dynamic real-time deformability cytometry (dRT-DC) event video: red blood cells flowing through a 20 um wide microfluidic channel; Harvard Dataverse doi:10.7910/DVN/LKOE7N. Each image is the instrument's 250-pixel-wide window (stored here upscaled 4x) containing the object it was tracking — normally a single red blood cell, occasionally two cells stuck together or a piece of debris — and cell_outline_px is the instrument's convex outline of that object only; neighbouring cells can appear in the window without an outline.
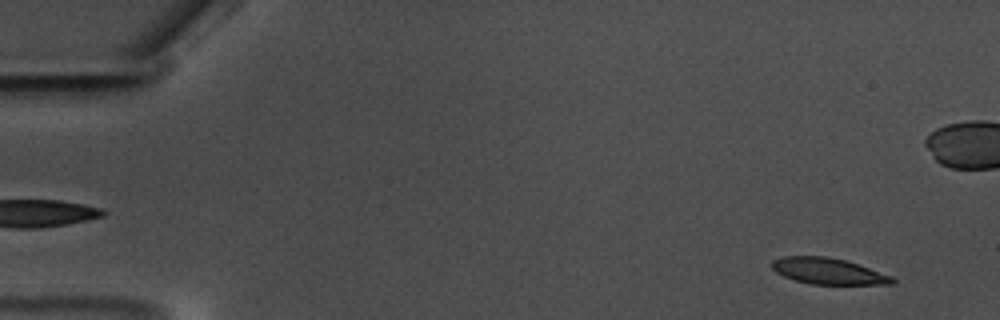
{"species": "common noctule bat (a hibernating species)", "species_latin": "Nyctalus noctula", "temperature_condition": "warm", "stored_images_in_passage": 59, "camera_frame_rate_fps": 3000, "um_per_image_px": 0.085, "animal": {"sex": "male", "body_mass_g": 17.5, "forearm_length_mm": 52.3}, "frame": {"image": 1, "passage_image": 4, "time_ms": 1.0, "image_size_px": [1000, 320], "cell_outline_px": [[896, 284], [812, 284], [796, 280], [784, 276], [776, 272], [772, 268], [772, 260], [784, 256], [828, 256], [844, 260], [892, 276], [896, 280]], "centroid_in_image_um": [70.39, 23.04], "position_along_channel_um": 14.6, "area_um2": 18.15}}
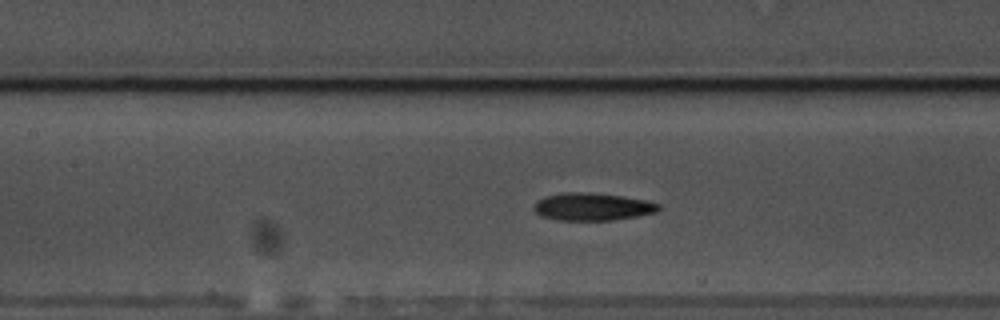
{"frame": {"image": 2, "passage_image": 27, "time_ms": 8.667, "image_size_px": [1000, 320], "cell_outline_px": [[660, 208], [656, 212], [636, 216], [612, 220], [556, 220], [540, 216], [532, 208], [536, 200], [548, 196], [564, 192], [588, 192], [620, 196], [644, 200], [660, 204]], "centroid_in_image_um": [50.3, 17.57], "position_along_channel_um": 157.1, "area_um2": 19.94}}
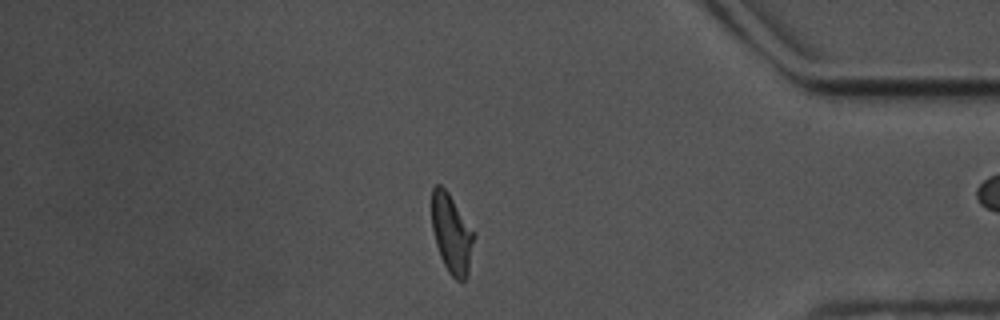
{"frame": {"image": 3, "passage_image": 50, "time_ms": 16.333, "image_size_px": [1000, 320], "cell_outline_px": [[472, 240], [468, 276], [464, 280], [456, 280], [448, 272], [440, 256], [436, 244], [432, 228], [432, 188], [436, 184], [440, 184], [448, 192], [472, 232]], "centroid_in_image_um": [38.33, 19.88], "position_along_channel_um": 396.9, "area_um2": 18.61}, "authors_computed_cell_mechanics": {"area_um2": 19.8254, "velocity_mm_per_s": 3.5053, "shape_relaxation_time_tau1_ms": 4.8334, "shape_relaxation_time_tau2_ms": 4.3973, "deformation_change_tau1": 0.1717, "deformation_change_tau2": 0.1232}}